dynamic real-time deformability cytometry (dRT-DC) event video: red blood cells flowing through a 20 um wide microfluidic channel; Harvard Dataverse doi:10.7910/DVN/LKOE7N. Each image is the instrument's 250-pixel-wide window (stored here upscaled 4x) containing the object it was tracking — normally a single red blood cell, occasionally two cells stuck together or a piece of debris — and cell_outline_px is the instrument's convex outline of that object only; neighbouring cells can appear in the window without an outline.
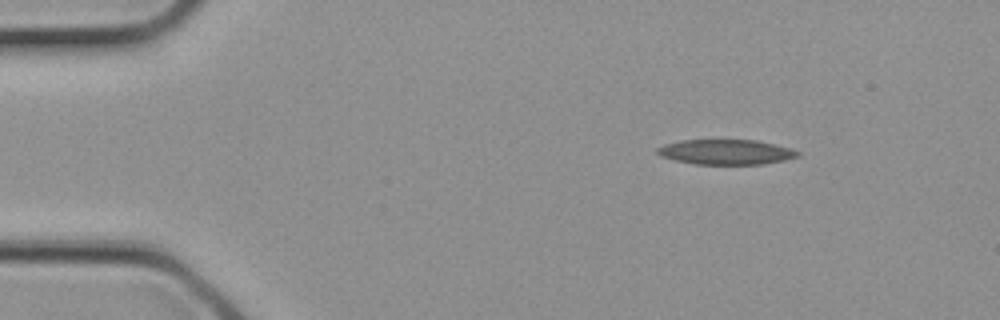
{"species": "common noctule bat (a hibernating species)", "species_latin": "Nyctalus noctula", "temperature_condition": "cold", "stored_images_in_passage": 2, "camera_frame_rate_fps": 3000, "um_per_image_px": 0.085, "animal": {"sex": "female", "body_mass_g": 21.9}, "frame": {"image": 1, "passage_image": 1, "time_ms": 0.0, "image_size_px": [1000, 320], "cell_outline_px": [[800, 156], [784, 160], [764, 164], [696, 164], [676, 160], [660, 156], [656, 152], [656, 148], [664, 144], [680, 140], [756, 140], [792, 148], [800, 152]], "centroid_in_image_um": [61.71, 12.91], "position_along_channel_um": 23.3, "area_um2": 20.52}}